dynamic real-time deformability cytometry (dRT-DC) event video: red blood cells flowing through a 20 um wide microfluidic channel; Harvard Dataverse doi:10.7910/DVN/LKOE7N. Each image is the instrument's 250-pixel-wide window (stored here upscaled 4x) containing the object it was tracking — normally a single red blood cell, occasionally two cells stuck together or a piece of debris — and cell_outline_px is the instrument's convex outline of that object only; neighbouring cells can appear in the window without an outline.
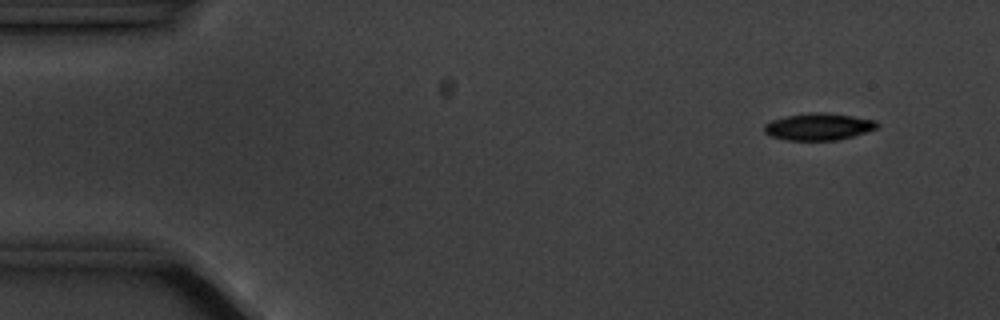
{"species": "common noctule bat (a hibernating species)", "species_latin": "Nyctalus noctula", "temperature_condition": "cold", "stored_images_in_passage": 5, "camera_frame_rate_fps": 3000, "um_per_image_px": 0.085, "animal": {"sex": "male", "body_mass_g": 20.1, "forearm_length_mm": 53.5}, "frame": {"image": 1, "passage_image": 2, "time_ms": 1.0, "image_size_px": [1000, 320], "cell_outline_px": [[880, 124], [876, 128], [852, 136], [836, 140], [784, 140], [768, 136], [764, 132], [764, 124], [772, 120], [784, 116], [808, 112], [824, 112], [852, 116], [876, 120]], "centroid_in_image_um": [69.52, 10.76], "position_along_channel_um": 15.5, "area_um2": 17.86}}
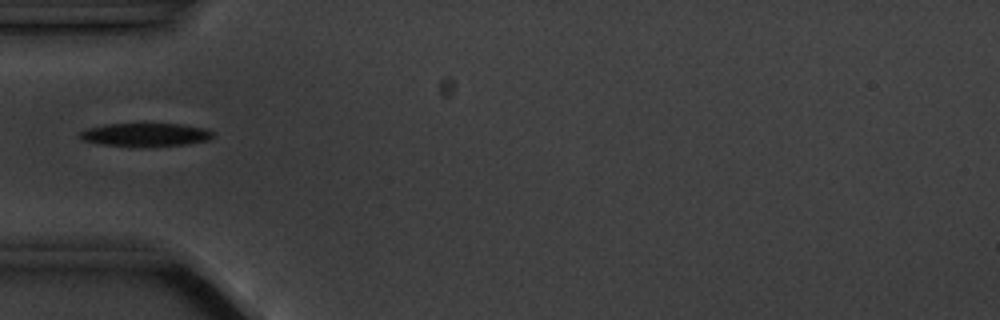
{"frame": {"image": 2, "passage_image": 5, "time_ms": 5.333, "image_size_px": [1000, 320], "cell_outline_px": [[216, 136], [208, 140], [188, 144], [148, 148], [132, 148], [100, 144], [84, 140], [80, 136], [80, 132], [88, 128], [104, 124], [180, 124], [204, 128], [212, 132]], "centroid_in_image_um": [12.38, 11.48], "position_along_channel_um": 72.6, "area_um2": 18.55}}